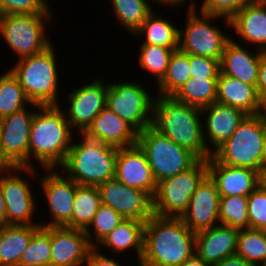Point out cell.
I'll return each instance as SVG.
<instances>
[{
	"label": "cell",
	"mask_w": 266,
	"mask_h": 266,
	"mask_svg": "<svg viewBox=\"0 0 266 266\" xmlns=\"http://www.w3.org/2000/svg\"><path fill=\"white\" fill-rule=\"evenodd\" d=\"M191 78L189 54L175 50L163 79L157 84V95L173 96Z\"/></svg>",
	"instance_id": "obj_33"
},
{
	"label": "cell",
	"mask_w": 266,
	"mask_h": 266,
	"mask_svg": "<svg viewBox=\"0 0 266 266\" xmlns=\"http://www.w3.org/2000/svg\"><path fill=\"white\" fill-rule=\"evenodd\" d=\"M182 4H184L185 5V3H186V1L187 0H179Z\"/></svg>",
	"instance_id": "obj_55"
},
{
	"label": "cell",
	"mask_w": 266,
	"mask_h": 266,
	"mask_svg": "<svg viewBox=\"0 0 266 266\" xmlns=\"http://www.w3.org/2000/svg\"><path fill=\"white\" fill-rule=\"evenodd\" d=\"M217 80L191 77L173 97L177 101L201 109L210 106L216 102Z\"/></svg>",
	"instance_id": "obj_32"
},
{
	"label": "cell",
	"mask_w": 266,
	"mask_h": 266,
	"mask_svg": "<svg viewBox=\"0 0 266 266\" xmlns=\"http://www.w3.org/2000/svg\"><path fill=\"white\" fill-rule=\"evenodd\" d=\"M14 266H51V265H43V264H24V263H18Z\"/></svg>",
	"instance_id": "obj_52"
},
{
	"label": "cell",
	"mask_w": 266,
	"mask_h": 266,
	"mask_svg": "<svg viewBox=\"0 0 266 266\" xmlns=\"http://www.w3.org/2000/svg\"><path fill=\"white\" fill-rule=\"evenodd\" d=\"M114 177L129 187L144 190L152 198L156 193L157 182L138 144L118 148Z\"/></svg>",
	"instance_id": "obj_18"
},
{
	"label": "cell",
	"mask_w": 266,
	"mask_h": 266,
	"mask_svg": "<svg viewBox=\"0 0 266 266\" xmlns=\"http://www.w3.org/2000/svg\"><path fill=\"white\" fill-rule=\"evenodd\" d=\"M201 113L205 146L211 154L232 136L247 116L235 107L217 102L202 108Z\"/></svg>",
	"instance_id": "obj_20"
},
{
	"label": "cell",
	"mask_w": 266,
	"mask_h": 266,
	"mask_svg": "<svg viewBox=\"0 0 266 266\" xmlns=\"http://www.w3.org/2000/svg\"><path fill=\"white\" fill-rule=\"evenodd\" d=\"M37 170L36 167H0V188L6 203L5 225H40L33 218L38 208L30 179L23 176L27 173L36 180Z\"/></svg>",
	"instance_id": "obj_10"
},
{
	"label": "cell",
	"mask_w": 266,
	"mask_h": 266,
	"mask_svg": "<svg viewBox=\"0 0 266 266\" xmlns=\"http://www.w3.org/2000/svg\"><path fill=\"white\" fill-rule=\"evenodd\" d=\"M258 0H203L200 12L231 19L240 9Z\"/></svg>",
	"instance_id": "obj_41"
},
{
	"label": "cell",
	"mask_w": 266,
	"mask_h": 266,
	"mask_svg": "<svg viewBox=\"0 0 266 266\" xmlns=\"http://www.w3.org/2000/svg\"><path fill=\"white\" fill-rule=\"evenodd\" d=\"M265 124L263 113L247 115L212 156L223 165L249 168L260 174Z\"/></svg>",
	"instance_id": "obj_6"
},
{
	"label": "cell",
	"mask_w": 266,
	"mask_h": 266,
	"mask_svg": "<svg viewBox=\"0 0 266 266\" xmlns=\"http://www.w3.org/2000/svg\"><path fill=\"white\" fill-rule=\"evenodd\" d=\"M2 126H3V117L0 116V136H1V132H2Z\"/></svg>",
	"instance_id": "obj_53"
},
{
	"label": "cell",
	"mask_w": 266,
	"mask_h": 266,
	"mask_svg": "<svg viewBox=\"0 0 266 266\" xmlns=\"http://www.w3.org/2000/svg\"><path fill=\"white\" fill-rule=\"evenodd\" d=\"M41 225L0 226V266H14Z\"/></svg>",
	"instance_id": "obj_28"
},
{
	"label": "cell",
	"mask_w": 266,
	"mask_h": 266,
	"mask_svg": "<svg viewBox=\"0 0 266 266\" xmlns=\"http://www.w3.org/2000/svg\"><path fill=\"white\" fill-rule=\"evenodd\" d=\"M197 2L192 0L187 6L185 27L179 28V50L186 54L211 57L221 60L226 43L231 36L224 33L221 27L212 24L223 19L228 29L230 20L213 14L197 12ZM218 19V21H217Z\"/></svg>",
	"instance_id": "obj_7"
},
{
	"label": "cell",
	"mask_w": 266,
	"mask_h": 266,
	"mask_svg": "<svg viewBox=\"0 0 266 266\" xmlns=\"http://www.w3.org/2000/svg\"><path fill=\"white\" fill-rule=\"evenodd\" d=\"M54 45L40 54L19 59L9 69L18 79L29 101L40 106L60 105V69Z\"/></svg>",
	"instance_id": "obj_5"
},
{
	"label": "cell",
	"mask_w": 266,
	"mask_h": 266,
	"mask_svg": "<svg viewBox=\"0 0 266 266\" xmlns=\"http://www.w3.org/2000/svg\"><path fill=\"white\" fill-rule=\"evenodd\" d=\"M98 188L101 204L111 207L124 219L146 222L153 215V198L144 190L129 187L115 177Z\"/></svg>",
	"instance_id": "obj_16"
},
{
	"label": "cell",
	"mask_w": 266,
	"mask_h": 266,
	"mask_svg": "<svg viewBox=\"0 0 266 266\" xmlns=\"http://www.w3.org/2000/svg\"><path fill=\"white\" fill-rule=\"evenodd\" d=\"M236 255L255 266L266 265V230L242 229L237 237Z\"/></svg>",
	"instance_id": "obj_35"
},
{
	"label": "cell",
	"mask_w": 266,
	"mask_h": 266,
	"mask_svg": "<svg viewBox=\"0 0 266 266\" xmlns=\"http://www.w3.org/2000/svg\"><path fill=\"white\" fill-rule=\"evenodd\" d=\"M190 73L193 78L218 79L220 61L211 57L189 54Z\"/></svg>",
	"instance_id": "obj_43"
},
{
	"label": "cell",
	"mask_w": 266,
	"mask_h": 266,
	"mask_svg": "<svg viewBox=\"0 0 266 266\" xmlns=\"http://www.w3.org/2000/svg\"><path fill=\"white\" fill-rule=\"evenodd\" d=\"M263 114H264V116H265V118H266V101L264 102V110H263Z\"/></svg>",
	"instance_id": "obj_54"
},
{
	"label": "cell",
	"mask_w": 266,
	"mask_h": 266,
	"mask_svg": "<svg viewBox=\"0 0 266 266\" xmlns=\"http://www.w3.org/2000/svg\"><path fill=\"white\" fill-rule=\"evenodd\" d=\"M231 35L220 60V73L256 86L262 51L242 47ZM252 50V51H250ZM256 51V52H255Z\"/></svg>",
	"instance_id": "obj_24"
},
{
	"label": "cell",
	"mask_w": 266,
	"mask_h": 266,
	"mask_svg": "<svg viewBox=\"0 0 266 266\" xmlns=\"http://www.w3.org/2000/svg\"><path fill=\"white\" fill-rule=\"evenodd\" d=\"M59 168L78 185L99 186L114 178L118 148L78 134Z\"/></svg>",
	"instance_id": "obj_4"
},
{
	"label": "cell",
	"mask_w": 266,
	"mask_h": 266,
	"mask_svg": "<svg viewBox=\"0 0 266 266\" xmlns=\"http://www.w3.org/2000/svg\"><path fill=\"white\" fill-rule=\"evenodd\" d=\"M144 229L145 222L124 219L96 248H105L111 254L116 253L115 255L118 256L121 253L125 255L127 250L131 252L133 249L137 255L138 262H140L144 251Z\"/></svg>",
	"instance_id": "obj_27"
},
{
	"label": "cell",
	"mask_w": 266,
	"mask_h": 266,
	"mask_svg": "<svg viewBox=\"0 0 266 266\" xmlns=\"http://www.w3.org/2000/svg\"><path fill=\"white\" fill-rule=\"evenodd\" d=\"M5 211H6V203L3 198L2 190L0 188V226L5 225Z\"/></svg>",
	"instance_id": "obj_49"
},
{
	"label": "cell",
	"mask_w": 266,
	"mask_h": 266,
	"mask_svg": "<svg viewBox=\"0 0 266 266\" xmlns=\"http://www.w3.org/2000/svg\"><path fill=\"white\" fill-rule=\"evenodd\" d=\"M123 221L124 218L114 209L101 204L92 223L85 230L90 244L96 248Z\"/></svg>",
	"instance_id": "obj_38"
},
{
	"label": "cell",
	"mask_w": 266,
	"mask_h": 266,
	"mask_svg": "<svg viewBox=\"0 0 266 266\" xmlns=\"http://www.w3.org/2000/svg\"><path fill=\"white\" fill-rule=\"evenodd\" d=\"M73 129L61 105L39 106L31 123L29 168L59 169L73 142Z\"/></svg>",
	"instance_id": "obj_1"
},
{
	"label": "cell",
	"mask_w": 266,
	"mask_h": 266,
	"mask_svg": "<svg viewBox=\"0 0 266 266\" xmlns=\"http://www.w3.org/2000/svg\"><path fill=\"white\" fill-rule=\"evenodd\" d=\"M51 266H85L94 248L85 230L50 227Z\"/></svg>",
	"instance_id": "obj_19"
},
{
	"label": "cell",
	"mask_w": 266,
	"mask_h": 266,
	"mask_svg": "<svg viewBox=\"0 0 266 266\" xmlns=\"http://www.w3.org/2000/svg\"><path fill=\"white\" fill-rule=\"evenodd\" d=\"M100 205L101 194L98 186L78 185L74 196L72 219L65 227L86 230Z\"/></svg>",
	"instance_id": "obj_30"
},
{
	"label": "cell",
	"mask_w": 266,
	"mask_h": 266,
	"mask_svg": "<svg viewBox=\"0 0 266 266\" xmlns=\"http://www.w3.org/2000/svg\"><path fill=\"white\" fill-rule=\"evenodd\" d=\"M82 134L116 148L135 145L138 138V132L106 106Z\"/></svg>",
	"instance_id": "obj_22"
},
{
	"label": "cell",
	"mask_w": 266,
	"mask_h": 266,
	"mask_svg": "<svg viewBox=\"0 0 266 266\" xmlns=\"http://www.w3.org/2000/svg\"><path fill=\"white\" fill-rule=\"evenodd\" d=\"M138 64L142 70H146L155 76L158 84L166 74L171 55L179 48H167L151 44H140Z\"/></svg>",
	"instance_id": "obj_36"
},
{
	"label": "cell",
	"mask_w": 266,
	"mask_h": 266,
	"mask_svg": "<svg viewBox=\"0 0 266 266\" xmlns=\"http://www.w3.org/2000/svg\"><path fill=\"white\" fill-rule=\"evenodd\" d=\"M256 88L263 103L266 101V51H262Z\"/></svg>",
	"instance_id": "obj_45"
},
{
	"label": "cell",
	"mask_w": 266,
	"mask_h": 266,
	"mask_svg": "<svg viewBox=\"0 0 266 266\" xmlns=\"http://www.w3.org/2000/svg\"><path fill=\"white\" fill-rule=\"evenodd\" d=\"M134 81H108L106 107L139 133L152 125L155 96L142 83Z\"/></svg>",
	"instance_id": "obj_11"
},
{
	"label": "cell",
	"mask_w": 266,
	"mask_h": 266,
	"mask_svg": "<svg viewBox=\"0 0 266 266\" xmlns=\"http://www.w3.org/2000/svg\"><path fill=\"white\" fill-rule=\"evenodd\" d=\"M149 1L155 2V4L156 2H158L157 3L158 5L160 4L161 6H166V7L168 6V8L175 7L176 10H177V7L182 8L184 6V4H182L179 0H149Z\"/></svg>",
	"instance_id": "obj_48"
},
{
	"label": "cell",
	"mask_w": 266,
	"mask_h": 266,
	"mask_svg": "<svg viewBox=\"0 0 266 266\" xmlns=\"http://www.w3.org/2000/svg\"><path fill=\"white\" fill-rule=\"evenodd\" d=\"M137 144L144 151L157 183L188 170L199 160L152 125L138 133Z\"/></svg>",
	"instance_id": "obj_9"
},
{
	"label": "cell",
	"mask_w": 266,
	"mask_h": 266,
	"mask_svg": "<svg viewBox=\"0 0 266 266\" xmlns=\"http://www.w3.org/2000/svg\"><path fill=\"white\" fill-rule=\"evenodd\" d=\"M44 1L47 3V5H49V6H50V4H49L50 2H48V0H44Z\"/></svg>",
	"instance_id": "obj_56"
},
{
	"label": "cell",
	"mask_w": 266,
	"mask_h": 266,
	"mask_svg": "<svg viewBox=\"0 0 266 266\" xmlns=\"http://www.w3.org/2000/svg\"><path fill=\"white\" fill-rule=\"evenodd\" d=\"M216 102L241 110L246 115L263 113L264 103L256 86L243 83L230 76L219 73Z\"/></svg>",
	"instance_id": "obj_26"
},
{
	"label": "cell",
	"mask_w": 266,
	"mask_h": 266,
	"mask_svg": "<svg viewBox=\"0 0 266 266\" xmlns=\"http://www.w3.org/2000/svg\"><path fill=\"white\" fill-rule=\"evenodd\" d=\"M44 0H0V15L52 13Z\"/></svg>",
	"instance_id": "obj_42"
},
{
	"label": "cell",
	"mask_w": 266,
	"mask_h": 266,
	"mask_svg": "<svg viewBox=\"0 0 266 266\" xmlns=\"http://www.w3.org/2000/svg\"><path fill=\"white\" fill-rule=\"evenodd\" d=\"M107 89L108 82L95 77L68 91V106L62 107V110L76 134H82L106 106Z\"/></svg>",
	"instance_id": "obj_14"
},
{
	"label": "cell",
	"mask_w": 266,
	"mask_h": 266,
	"mask_svg": "<svg viewBox=\"0 0 266 266\" xmlns=\"http://www.w3.org/2000/svg\"><path fill=\"white\" fill-rule=\"evenodd\" d=\"M219 200L215 182L207 175L191 196L188 207L180 218L195 233L214 227L220 224Z\"/></svg>",
	"instance_id": "obj_17"
},
{
	"label": "cell",
	"mask_w": 266,
	"mask_h": 266,
	"mask_svg": "<svg viewBox=\"0 0 266 266\" xmlns=\"http://www.w3.org/2000/svg\"><path fill=\"white\" fill-rule=\"evenodd\" d=\"M116 23L132 36L154 11L149 0H110ZM150 3V4H149Z\"/></svg>",
	"instance_id": "obj_31"
},
{
	"label": "cell",
	"mask_w": 266,
	"mask_h": 266,
	"mask_svg": "<svg viewBox=\"0 0 266 266\" xmlns=\"http://www.w3.org/2000/svg\"><path fill=\"white\" fill-rule=\"evenodd\" d=\"M103 251H101L100 248H93L89 254V257L86 261L85 266H122L123 265V263H120V260L118 259L116 260L114 257L110 258L109 255L105 254L104 249Z\"/></svg>",
	"instance_id": "obj_44"
},
{
	"label": "cell",
	"mask_w": 266,
	"mask_h": 266,
	"mask_svg": "<svg viewBox=\"0 0 266 266\" xmlns=\"http://www.w3.org/2000/svg\"><path fill=\"white\" fill-rule=\"evenodd\" d=\"M213 266H255V265L235 254L222 259Z\"/></svg>",
	"instance_id": "obj_46"
},
{
	"label": "cell",
	"mask_w": 266,
	"mask_h": 266,
	"mask_svg": "<svg viewBox=\"0 0 266 266\" xmlns=\"http://www.w3.org/2000/svg\"><path fill=\"white\" fill-rule=\"evenodd\" d=\"M52 14L0 15V38L4 39L18 60L40 54L53 44L46 30L47 23H53Z\"/></svg>",
	"instance_id": "obj_8"
},
{
	"label": "cell",
	"mask_w": 266,
	"mask_h": 266,
	"mask_svg": "<svg viewBox=\"0 0 266 266\" xmlns=\"http://www.w3.org/2000/svg\"><path fill=\"white\" fill-rule=\"evenodd\" d=\"M179 266H211V265L207 264L204 260H202L196 254H194L191 258L187 259Z\"/></svg>",
	"instance_id": "obj_47"
},
{
	"label": "cell",
	"mask_w": 266,
	"mask_h": 266,
	"mask_svg": "<svg viewBox=\"0 0 266 266\" xmlns=\"http://www.w3.org/2000/svg\"><path fill=\"white\" fill-rule=\"evenodd\" d=\"M260 184L266 189V168L260 173Z\"/></svg>",
	"instance_id": "obj_51"
},
{
	"label": "cell",
	"mask_w": 266,
	"mask_h": 266,
	"mask_svg": "<svg viewBox=\"0 0 266 266\" xmlns=\"http://www.w3.org/2000/svg\"><path fill=\"white\" fill-rule=\"evenodd\" d=\"M155 11L157 12L154 10L132 36L143 37L141 44L179 48V27L169 18L158 16L159 13L156 14Z\"/></svg>",
	"instance_id": "obj_29"
},
{
	"label": "cell",
	"mask_w": 266,
	"mask_h": 266,
	"mask_svg": "<svg viewBox=\"0 0 266 266\" xmlns=\"http://www.w3.org/2000/svg\"><path fill=\"white\" fill-rule=\"evenodd\" d=\"M239 229L218 224L195 233V254L213 266L236 254Z\"/></svg>",
	"instance_id": "obj_23"
},
{
	"label": "cell",
	"mask_w": 266,
	"mask_h": 266,
	"mask_svg": "<svg viewBox=\"0 0 266 266\" xmlns=\"http://www.w3.org/2000/svg\"><path fill=\"white\" fill-rule=\"evenodd\" d=\"M39 184L48 204L50 217L40 222L42 227H65L72 219L74 196L78 184L68 178L60 169H44ZM50 220V221H49Z\"/></svg>",
	"instance_id": "obj_15"
},
{
	"label": "cell",
	"mask_w": 266,
	"mask_h": 266,
	"mask_svg": "<svg viewBox=\"0 0 266 266\" xmlns=\"http://www.w3.org/2000/svg\"><path fill=\"white\" fill-rule=\"evenodd\" d=\"M50 227H40L23 251L20 263L51 265Z\"/></svg>",
	"instance_id": "obj_39"
},
{
	"label": "cell",
	"mask_w": 266,
	"mask_h": 266,
	"mask_svg": "<svg viewBox=\"0 0 266 266\" xmlns=\"http://www.w3.org/2000/svg\"><path fill=\"white\" fill-rule=\"evenodd\" d=\"M207 165L220 197L249 196L260 185V174L252 169L223 165L213 156Z\"/></svg>",
	"instance_id": "obj_21"
},
{
	"label": "cell",
	"mask_w": 266,
	"mask_h": 266,
	"mask_svg": "<svg viewBox=\"0 0 266 266\" xmlns=\"http://www.w3.org/2000/svg\"><path fill=\"white\" fill-rule=\"evenodd\" d=\"M39 106L31 103L29 108L27 106L3 117L0 136V167H29L30 128Z\"/></svg>",
	"instance_id": "obj_13"
},
{
	"label": "cell",
	"mask_w": 266,
	"mask_h": 266,
	"mask_svg": "<svg viewBox=\"0 0 266 266\" xmlns=\"http://www.w3.org/2000/svg\"><path fill=\"white\" fill-rule=\"evenodd\" d=\"M202 119L201 108L177 101L173 96L154 98L152 126L199 160H208L212 154L205 146Z\"/></svg>",
	"instance_id": "obj_3"
},
{
	"label": "cell",
	"mask_w": 266,
	"mask_h": 266,
	"mask_svg": "<svg viewBox=\"0 0 266 266\" xmlns=\"http://www.w3.org/2000/svg\"><path fill=\"white\" fill-rule=\"evenodd\" d=\"M266 168V124L263 136V149H262V169Z\"/></svg>",
	"instance_id": "obj_50"
},
{
	"label": "cell",
	"mask_w": 266,
	"mask_h": 266,
	"mask_svg": "<svg viewBox=\"0 0 266 266\" xmlns=\"http://www.w3.org/2000/svg\"><path fill=\"white\" fill-rule=\"evenodd\" d=\"M230 28L242 41L237 43L266 51V0H258L240 9L230 19Z\"/></svg>",
	"instance_id": "obj_25"
},
{
	"label": "cell",
	"mask_w": 266,
	"mask_h": 266,
	"mask_svg": "<svg viewBox=\"0 0 266 266\" xmlns=\"http://www.w3.org/2000/svg\"><path fill=\"white\" fill-rule=\"evenodd\" d=\"M248 196L220 197L219 222L239 230L249 228Z\"/></svg>",
	"instance_id": "obj_37"
},
{
	"label": "cell",
	"mask_w": 266,
	"mask_h": 266,
	"mask_svg": "<svg viewBox=\"0 0 266 266\" xmlns=\"http://www.w3.org/2000/svg\"><path fill=\"white\" fill-rule=\"evenodd\" d=\"M207 175V160H198L188 170L158 182L153 197V214L161 217H181L191 196Z\"/></svg>",
	"instance_id": "obj_12"
},
{
	"label": "cell",
	"mask_w": 266,
	"mask_h": 266,
	"mask_svg": "<svg viewBox=\"0 0 266 266\" xmlns=\"http://www.w3.org/2000/svg\"><path fill=\"white\" fill-rule=\"evenodd\" d=\"M195 254V232L180 217L153 214L144 229V251L138 266H179Z\"/></svg>",
	"instance_id": "obj_2"
},
{
	"label": "cell",
	"mask_w": 266,
	"mask_h": 266,
	"mask_svg": "<svg viewBox=\"0 0 266 266\" xmlns=\"http://www.w3.org/2000/svg\"><path fill=\"white\" fill-rule=\"evenodd\" d=\"M2 73H0V116L5 117L22 110L31 102L12 72L8 69Z\"/></svg>",
	"instance_id": "obj_34"
},
{
	"label": "cell",
	"mask_w": 266,
	"mask_h": 266,
	"mask_svg": "<svg viewBox=\"0 0 266 266\" xmlns=\"http://www.w3.org/2000/svg\"><path fill=\"white\" fill-rule=\"evenodd\" d=\"M249 228L266 230V189L260 184L248 196Z\"/></svg>",
	"instance_id": "obj_40"
}]
</instances>
